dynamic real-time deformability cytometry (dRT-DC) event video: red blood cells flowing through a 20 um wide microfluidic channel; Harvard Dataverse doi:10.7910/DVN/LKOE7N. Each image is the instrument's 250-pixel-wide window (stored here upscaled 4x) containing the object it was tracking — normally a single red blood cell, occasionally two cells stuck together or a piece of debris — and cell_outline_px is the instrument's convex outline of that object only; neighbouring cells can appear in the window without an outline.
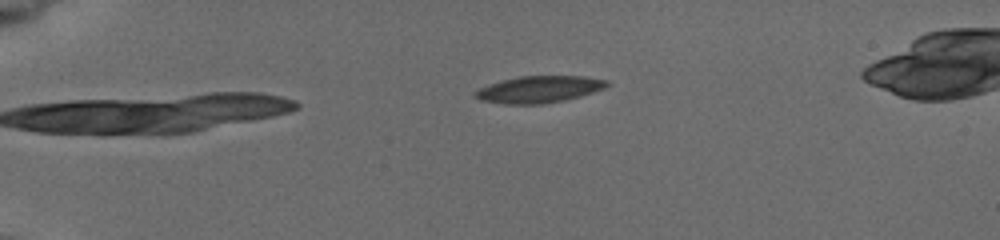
{"species": "common noctule bat (a hibernating species)", "species_latin": "Nyctalus noctula", "temperature_condition": "cold", "stored_images_in_passage": 3, "camera_frame_rate_fps": 3000, "um_per_image_px": 0.085, "animal": {"sex": "female", "body_mass_g": 19.5, "forearm_length_mm": 54.1}, "frame": {"image": 1, "passage_image": 3, "time_ms": 2.0, "image_size_px": [1000, 240], "cell_outline_px": [[608, 84], [604, 88], [592, 92], [564, 100], [540, 104], [504, 104], [480, 100], [472, 96], [472, 92], [480, 88], [504, 80], [520, 76], [584, 76], [608, 80]], "centroid_in_image_um": [45.78, 7.6], "position_along_channel_um": 39.2, "area_um2": 20.35}}